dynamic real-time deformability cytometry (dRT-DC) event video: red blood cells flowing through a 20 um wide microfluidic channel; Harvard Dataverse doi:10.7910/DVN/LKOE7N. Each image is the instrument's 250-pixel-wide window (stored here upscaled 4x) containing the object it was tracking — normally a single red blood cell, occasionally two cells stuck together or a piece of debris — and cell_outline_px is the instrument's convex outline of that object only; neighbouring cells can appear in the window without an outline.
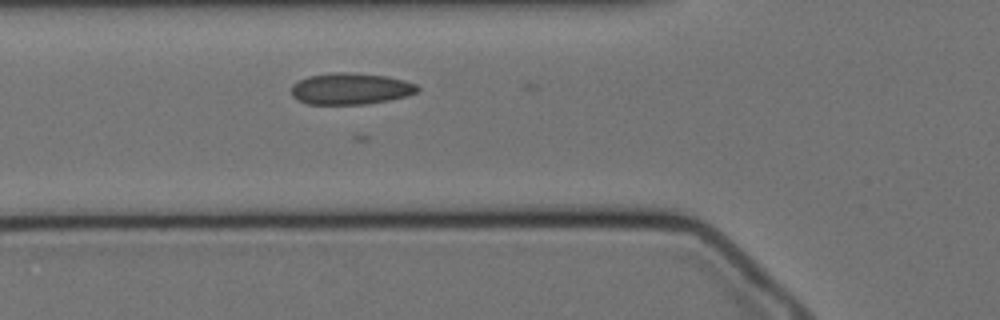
{"species": "Egyptian fruit bat (a non-hibernating species)", "species_latin": "Rousettus aegyptiacus", "temperature_condition": "cold", "stored_images_in_passage": 10, "camera_frame_rate_fps": 3000, "um_per_image_px": 0.085, "animal": {"sex": "female"}, "frame": {"image": 1, "passage_image": 9, "time_ms": 2.667, "image_size_px": [1000, 320], "cell_outline_px": [[420, 88], [416, 92], [408, 96], [388, 100], [364, 104], [308, 104], [296, 100], [292, 96], [292, 84], [308, 76], [332, 72], [348, 72], [388, 76], [404, 80], [416, 84]], "centroid_in_image_um": [29.79, 7.54], "position_along_channel_um": 96.0, "area_um2": 23.24}}